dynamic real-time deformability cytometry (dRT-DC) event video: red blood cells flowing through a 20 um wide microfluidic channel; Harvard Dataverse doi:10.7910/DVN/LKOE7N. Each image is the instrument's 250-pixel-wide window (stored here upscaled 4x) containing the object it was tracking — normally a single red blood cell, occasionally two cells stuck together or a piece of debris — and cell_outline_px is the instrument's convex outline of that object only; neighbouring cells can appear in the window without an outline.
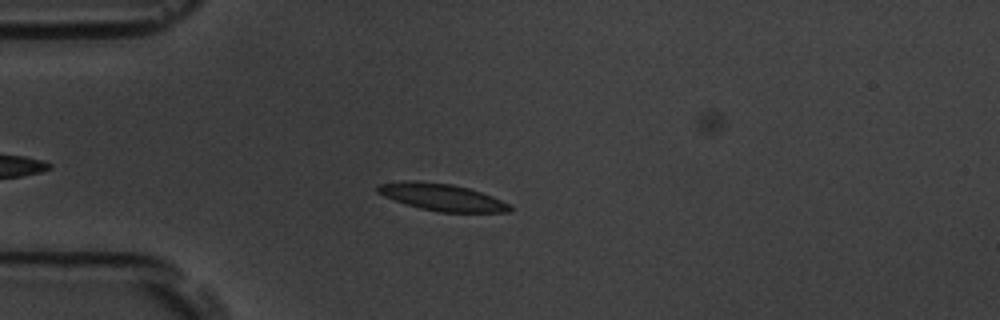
{"species": "common noctule bat (a hibernating species)", "species_latin": "Nyctalus noctula", "temperature_condition": "room temperature", "stored_images_in_passage": 46, "camera_frame_rate_fps": 3000, "um_per_image_px": 0.085, "animal": {"sex": "male", "body_mass_g": 19.5, "forearm_length_mm": 54.6}, "frame": {"image": 1, "passage_image": 9, "time_ms": 2.667, "image_size_px": [1000, 320], "cell_outline_px": [[512, 212], [436, 212], [404, 204], [384, 196], [376, 192], [376, 184], [404, 180], [420, 180], [452, 184], [468, 188], [492, 196], [508, 204], [512, 208]], "centroid_in_image_um": [37.49, 16.75], "position_along_channel_um": 47.5, "area_um2": 21.04}}
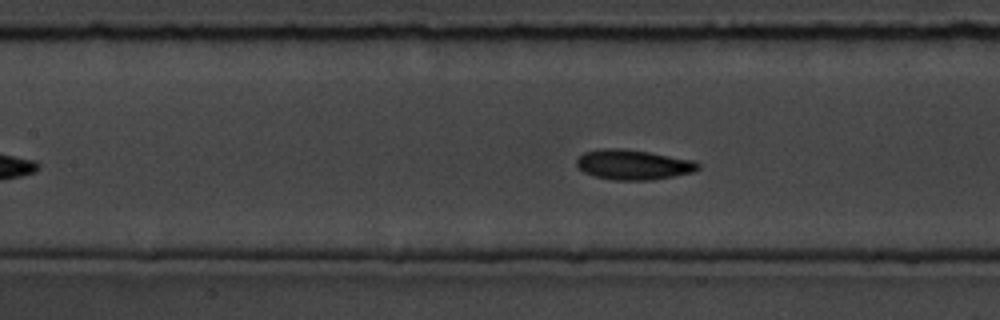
{"frame": {"image": 2, "passage_image": 19, "time_ms": 6.0, "image_size_px": [1000, 320], "cell_outline_px": [[700, 168], [692, 172], [652, 180], [616, 180], [592, 176], [584, 172], [576, 164], [576, 160], [584, 152], [600, 148], [624, 148], [696, 160], [700, 164]], "centroid_in_image_um": [53.83, 13.99], "position_along_channel_um": 153.6, "area_um2": 21.33}}
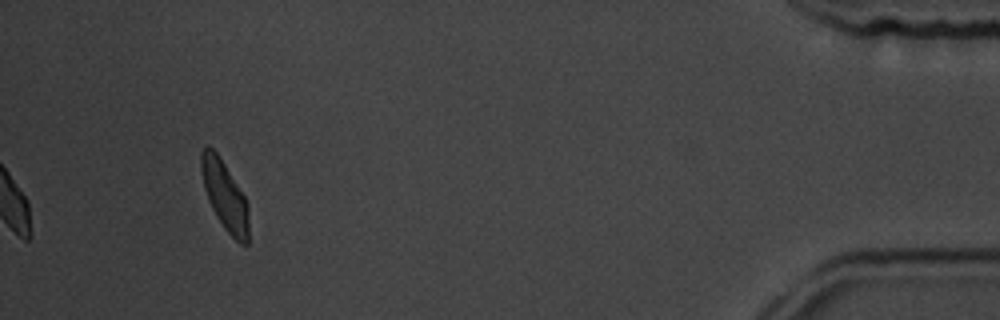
{"frame": {"image": 3, "passage_image": 46, "time_ms": 15.0, "image_size_px": [1000, 320], "cell_outline_px": [[248, 244], [240, 244], [224, 228], [216, 216], [208, 200], [204, 188], [200, 172], [200, 152], [208, 144], [220, 156], [244, 196], [248, 204]], "centroid_in_image_um": [19.08, 16.59], "position_along_channel_um": 416.1, "area_um2": 19.19}, "authors_computed_cell_mechanics": {"area_um2": 20.2589, "velocity_mm_per_s": 3.6986, "shape_relaxation_time_tau1_ms": 3.982, "shape_relaxation_time_tau2_ms": 1.8911, "deformation_change_tau1": 0.1319, "deformation_change_tau2": 0.0564}}